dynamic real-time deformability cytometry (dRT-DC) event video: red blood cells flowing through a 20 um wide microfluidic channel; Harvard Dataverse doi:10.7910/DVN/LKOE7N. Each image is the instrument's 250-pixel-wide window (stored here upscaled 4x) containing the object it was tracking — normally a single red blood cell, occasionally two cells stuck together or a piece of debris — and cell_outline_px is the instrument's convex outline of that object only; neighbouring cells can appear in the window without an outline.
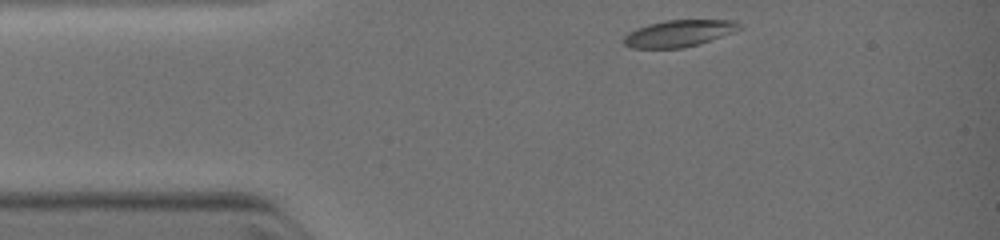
{"species": "common noctule bat (a hibernating species)", "species_latin": "Nyctalus noctula", "temperature_condition": "warm", "stored_images_in_passage": 26, "camera_frame_rate_fps": 3000, "um_per_image_px": 0.085, "animal": {"sex": "female", "body_mass_g": 19.0, "forearm_length_mm": 51.5}, "frame": {"image": 1, "passage_image": 1, "time_ms": 0.0, "image_size_px": [1000, 240], "cell_outline_px": [[740, 28], [732, 32], [684, 48], [632, 48], [624, 44], [624, 36], [640, 28], [652, 24], [668, 20], [732, 20]], "centroid_in_image_um": [57.66, 2.85], "position_along_channel_um": 27.3, "area_um2": 17.17}}
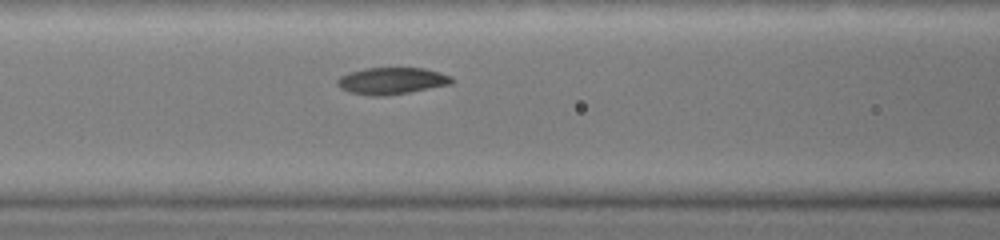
{"frame": {"image": 2, "passage_image": 18, "time_ms": 3.0, "image_size_px": [1000, 240], "cell_outline_px": [[452, 84], [408, 92], [384, 96], [368, 96], [348, 92], [340, 88], [336, 80], [340, 76], [364, 68], [424, 68], [440, 72], [452, 76]], "centroid_in_image_um": [33.28, 6.87], "position_along_channel_um": 133.3, "area_um2": 17.86}}
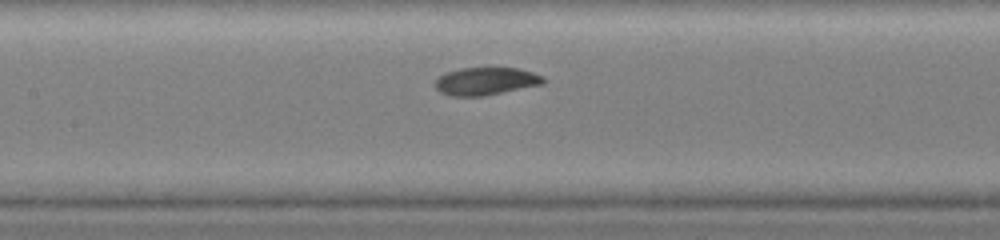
{"frame": {"image": 3, "passage_image": 22, "time_ms": 3.667, "image_size_px": [1000, 240], "cell_outline_px": [[544, 84], [484, 96], [452, 96], [440, 92], [432, 84], [440, 76], [448, 72], [460, 68], [520, 68], [544, 76]], "centroid_in_image_um": [41.3, 6.9], "position_along_channel_um": 166.1, "area_um2": 17.51}}